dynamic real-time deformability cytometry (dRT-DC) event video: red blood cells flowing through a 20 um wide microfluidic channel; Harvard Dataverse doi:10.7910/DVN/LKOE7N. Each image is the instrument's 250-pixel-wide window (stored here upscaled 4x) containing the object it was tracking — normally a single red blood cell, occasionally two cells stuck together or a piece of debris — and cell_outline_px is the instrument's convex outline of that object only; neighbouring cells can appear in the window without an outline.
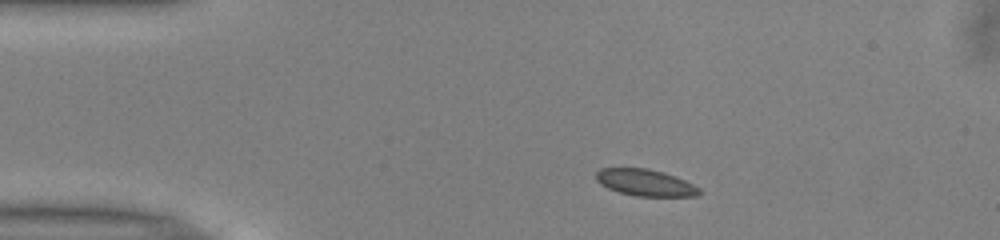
{"species": "common noctule bat (a hibernating species)", "species_latin": "Nyctalus noctula", "temperature_condition": "warm", "stored_images_in_passage": 43, "camera_frame_rate_fps": 3000, "um_per_image_px": 0.085, "animal": {"sex": "male", "body_mass_g": 13.0, "forearm_length_mm": 53.1}, "frame": {"image": 1, "passage_image": 1, "time_ms": 0.0, "image_size_px": [1000, 240], "cell_outline_px": [[700, 192], [696, 196], [636, 196], [620, 192], [608, 188], [600, 184], [596, 180], [596, 172], [600, 168], [648, 168], [664, 172], [676, 176], [700, 188]], "centroid_in_image_um": [54.83, 15.51], "position_along_channel_um": 30.2, "area_um2": 16.01}}
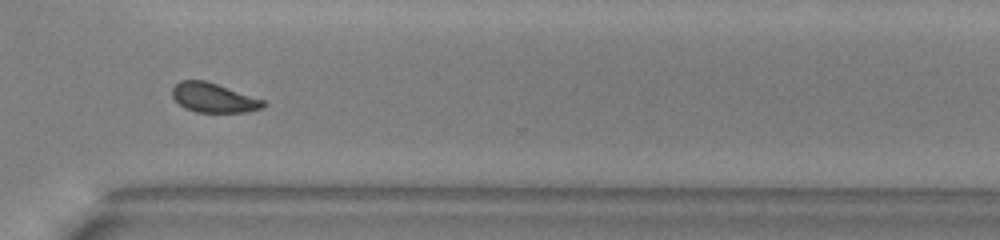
{"frame": {"image": 2, "passage_image": 29, "time_ms": 9.333, "image_size_px": [1000, 240], "cell_outline_px": [[268, 104], [264, 108], [248, 112], [196, 112], [184, 108], [172, 96], [172, 88], [180, 80], [204, 80], [264, 100]], "centroid_in_image_um": [18.17, 8.32], "position_along_channel_um": 352.4, "area_um2": 15.55}}
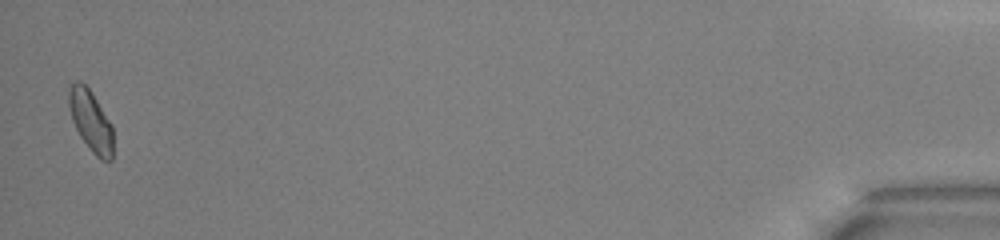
{"frame": {"image": 3, "passage_image": 42, "time_ms": 13.667, "image_size_px": [1000, 240], "cell_outline_px": [[112, 160], [100, 160], [92, 152], [80, 136], [72, 120], [68, 100], [68, 88], [76, 80], [80, 80], [92, 92], [112, 124]], "centroid_in_image_um": [7.71, 10.25], "position_along_channel_um": 427.5, "area_um2": 15.72}, "authors_computed_cell_mechanics": {"area_um2": 16.0684, "velocity_mm_per_s": 3.995, "shape_relaxation_time_tau1_ms": 2.3826, "shape_relaxation_time_tau2_ms": 0.923, "deformation_change_tau1": 0.0781, "deformation_change_tau2": 0.0495}}